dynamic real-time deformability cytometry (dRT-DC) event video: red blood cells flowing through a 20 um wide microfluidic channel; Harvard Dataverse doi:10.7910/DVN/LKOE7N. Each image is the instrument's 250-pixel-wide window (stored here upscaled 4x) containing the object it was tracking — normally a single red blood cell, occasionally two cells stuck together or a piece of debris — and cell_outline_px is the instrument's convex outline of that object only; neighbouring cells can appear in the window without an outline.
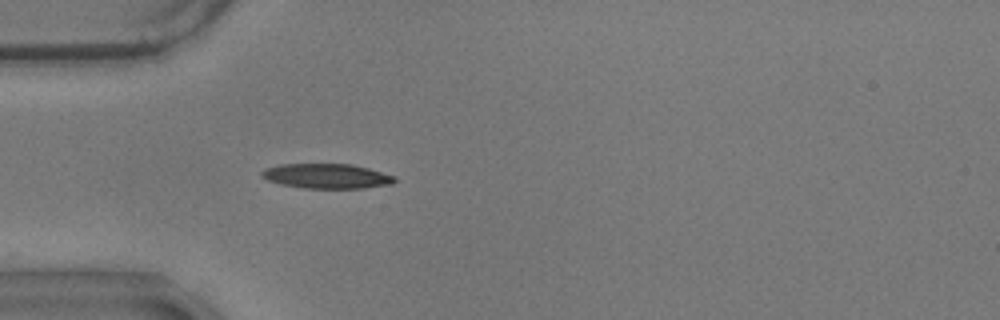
{"species": "common noctule bat (a hibernating species)", "species_latin": "Nyctalus noctula", "temperature_condition": "warm", "stored_images_in_passage": 41, "camera_frame_rate_fps": 3000, "um_per_image_px": 0.085, "animal": {"sex": "male", "body_mass_g": 17.9}, "frame": {"image": 1, "passage_image": 1, "time_ms": 0.0, "image_size_px": [1000, 320], "cell_outline_px": [[396, 180], [392, 184], [364, 188], [304, 188], [280, 184], [268, 180], [260, 176], [260, 172], [264, 168], [280, 164], [352, 164], [368, 168], [396, 176]], "centroid_in_image_um": [27.76, 14.96], "position_along_channel_um": 57.2, "area_um2": 19.31}}
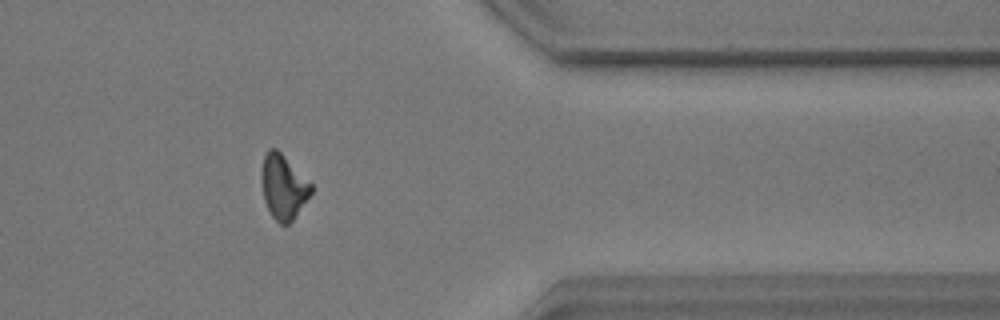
{"frame": {"image": 2, "passage_image": 31, "time_ms": 10.0, "image_size_px": [1000, 320], "cell_outline_px": [[312, 192], [292, 220], [288, 224], [280, 224], [272, 216], [264, 200], [260, 180], [260, 172], [264, 156], [268, 148], [276, 148], [312, 184]], "centroid_in_image_um": [24.05, 15.86], "position_along_channel_um": 387.4, "area_um2": 18.5}}
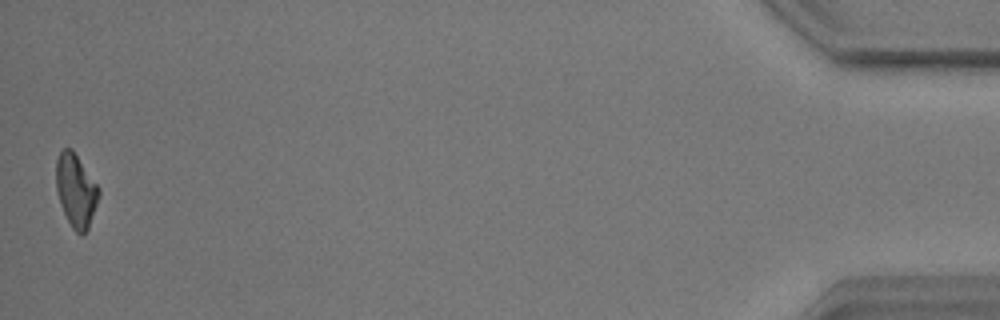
{"frame": {"image": 3, "passage_image": 41, "time_ms": 13.333, "image_size_px": [1000, 320], "cell_outline_px": [[100, 196], [88, 228], [80, 236], [72, 228], [60, 204], [56, 192], [56, 160], [60, 152], [64, 148], [72, 148], [100, 188]], "centroid_in_image_um": [6.45, 16.18], "position_along_channel_um": 428.7, "area_um2": 18.26}, "authors_computed_cell_mechanics": {"area_um2": 18.6116, "velocity_mm_per_s": 3.4996, "shape_relaxation_time_tau1_ms": 7.5339, "shape_relaxation_time_tau2_ms": 6.0485, "deformation_change_tau1": 0.189, "deformation_change_tau2": 0.16}}